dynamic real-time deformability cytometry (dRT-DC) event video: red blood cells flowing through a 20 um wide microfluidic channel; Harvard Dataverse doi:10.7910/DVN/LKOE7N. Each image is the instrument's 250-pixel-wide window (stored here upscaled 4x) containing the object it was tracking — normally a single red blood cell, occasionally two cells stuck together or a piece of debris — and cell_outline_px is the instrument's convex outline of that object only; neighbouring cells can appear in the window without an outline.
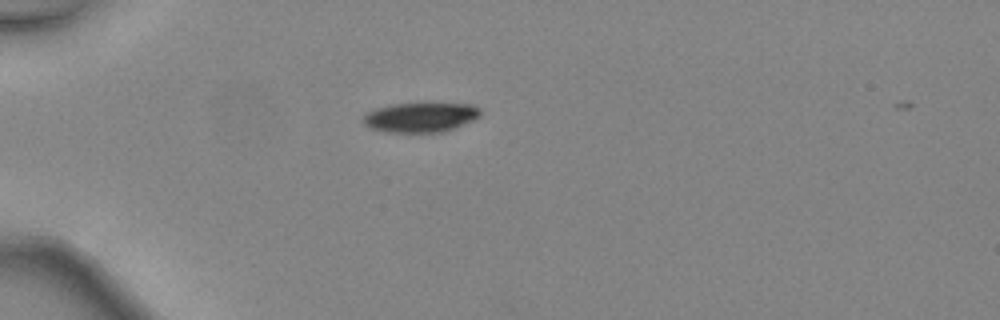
{"species": "common noctule bat (a hibernating species)", "species_latin": "Nyctalus noctula", "temperature_condition": "warm", "stored_images_in_passage": 32, "camera_frame_rate_fps": 3000, "um_per_image_px": 0.085, "animal": {"sex": "female", "body_mass_g": 24.6, "forearm_length_mm": 56.2}, "frame": {"image": 1, "passage_image": 2, "time_ms": 0.333, "image_size_px": [1000, 320], "cell_outline_px": [[480, 116], [472, 120], [444, 132], [384, 132], [372, 128], [364, 124], [364, 116], [368, 112], [376, 108], [392, 104], [472, 104], [480, 108]], "centroid_in_image_um": [35.74, 9.97], "position_along_channel_um": 49.3, "area_um2": 19.94}}
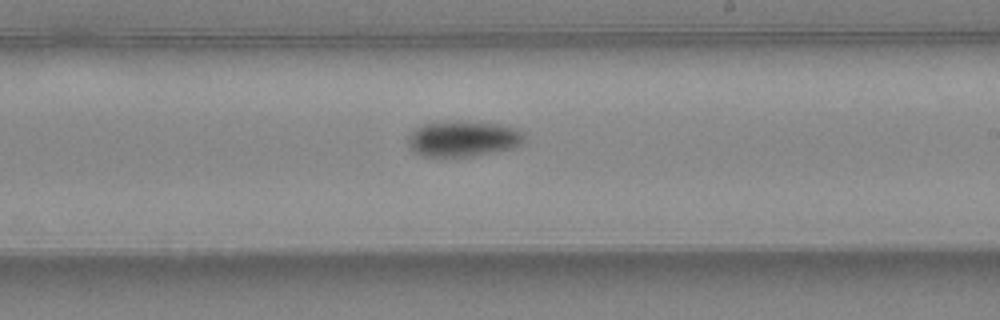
{"frame": {"image": 2, "passage_image": 17, "time_ms": 5.333, "image_size_px": [1000, 320], "cell_outline_px": [[524, 140], [520, 144], [512, 148], [472, 156], [420, 156], [412, 152], [408, 144], [408, 136], [416, 128], [424, 124], [452, 120], [500, 124], [516, 128], [524, 132]], "centroid_in_image_um": [39.34, 11.78], "position_along_channel_um": 249.7, "area_um2": 24.28}}
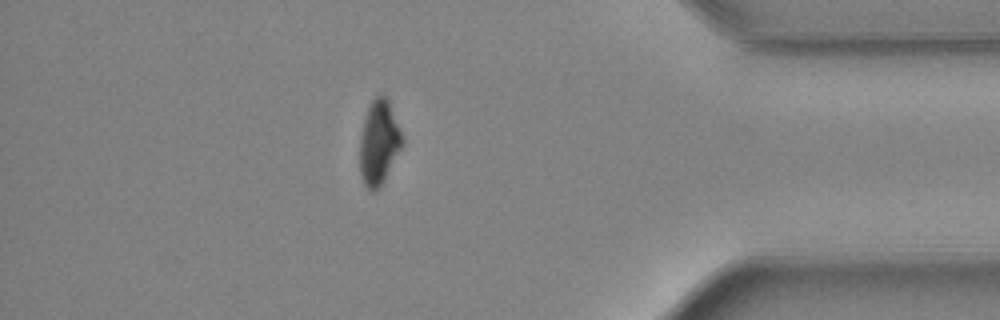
{"frame": {"image": 3, "passage_image": 29, "time_ms": 9.333, "image_size_px": [1000, 320], "cell_outline_px": [[404, 144], [384, 180], [372, 192], [368, 192], [360, 176], [360, 136], [364, 120], [368, 108], [372, 100], [376, 96], [384, 96], [388, 100], [404, 140]], "centroid_in_image_um": [32.2, 12.15], "position_along_channel_um": 403.0, "area_um2": 20.63}, "authors_computed_cell_mechanics": {"area_um2": 22.7154, "velocity_mm_per_s": 4.5746, "shape_relaxation_time_tau1_ms": 2.5058, "shape_relaxation_time_tau2_ms": null, "deformation_change_tau1": 0.1342, "deformation_change_tau2": null}}